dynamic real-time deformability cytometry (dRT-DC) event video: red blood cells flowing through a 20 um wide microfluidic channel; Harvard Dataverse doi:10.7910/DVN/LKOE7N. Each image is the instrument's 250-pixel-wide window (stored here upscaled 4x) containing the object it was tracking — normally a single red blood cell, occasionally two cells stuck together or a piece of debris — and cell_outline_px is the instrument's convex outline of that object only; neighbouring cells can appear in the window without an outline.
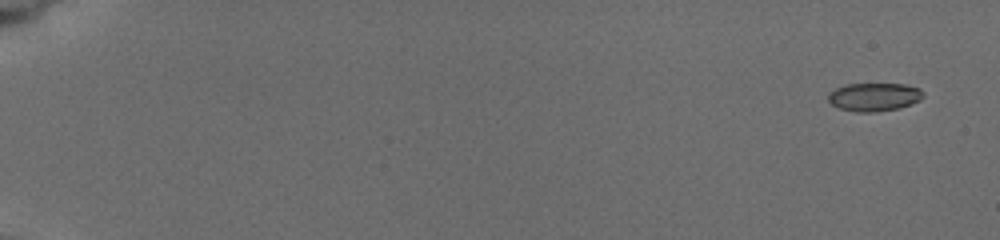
{"species": "common noctule bat (a hibernating species)", "species_latin": "Nyctalus noctula", "temperature_condition": "cold", "stored_images_in_passage": 9, "camera_frame_rate_fps": 3000, "um_per_image_px": 0.085, "animal": {"sex": "female", "body_mass_g": 19.5, "forearm_length_mm": 54.1}, "frame": {"image": 1, "passage_image": 2, "time_ms": 1.0, "image_size_px": [1000, 240], "cell_outline_px": [[924, 96], [920, 100], [912, 104], [900, 108], [876, 112], [856, 112], [840, 108], [832, 104], [828, 100], [828, 92], [836, 88], [848, 84], [904, 84], [920, 88], [924, 92]], "centroid_in_image_um": [74.33, 8.24], "position_along_channel_um": 10.7, "area_um2": 15.78}}
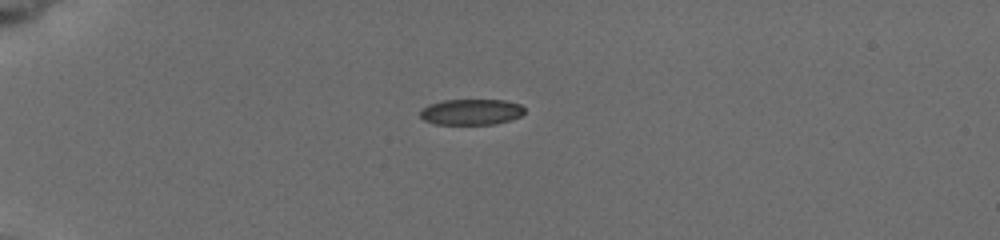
{"frame": {"image": 2, "passage_image": 7, "time_ms": 5.667, "image_size_px": [1000, 240], "cell_outline_px": [[524, 112], [520, 116], [496, 124], [436, 124], [424, 120], [420, 116], [420, 112], [428, 104], [444, 100], [504, 100], [520, 104], [524, 108]], "centroid_in_image_um": [40.05, 9.51], "position_along_channel_um": 45.0, "area_um2": 15.61}}